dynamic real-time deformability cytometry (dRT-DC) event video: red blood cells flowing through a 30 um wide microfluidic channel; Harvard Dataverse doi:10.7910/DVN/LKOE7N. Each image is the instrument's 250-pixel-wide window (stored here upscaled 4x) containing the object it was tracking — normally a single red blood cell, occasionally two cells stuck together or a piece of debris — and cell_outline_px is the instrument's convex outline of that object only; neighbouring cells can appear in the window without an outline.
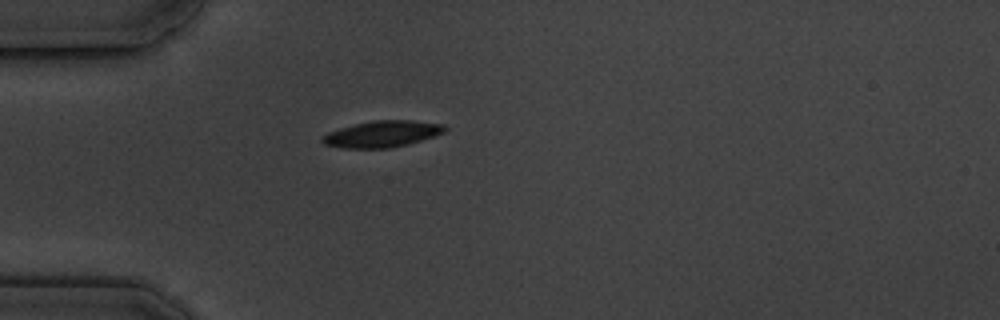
{"species": "common noctule bat (a hibernating species)", "species_latin": "Nyctalus noctula", "temperature_condition": "cold", "stored_images_in_passage": 1, "camera_frame_rate_fps": 3000, "um_per_image_px": 0.085, "animal": {"sex": "male", "body_mass_g": 19.5, "forearm_length_mm": 54.6}, "frame": {"image": 1, "passage_image": 1, "time_ms": 0.0, "image_size_px": [1000, 320], "cell_outline_px": [[448, 128], [444, 132], [408, 144], [392, 148], [340, 148], [324, 144], [320, 140], [320, 136], [328, 132], [340, 128], [372, 120], [412, 120], [444, 124]], "centroid_in_image_um": [32.45, 11.39], "position_along_channel_um": 52.5, "area_um2": 18.9}}